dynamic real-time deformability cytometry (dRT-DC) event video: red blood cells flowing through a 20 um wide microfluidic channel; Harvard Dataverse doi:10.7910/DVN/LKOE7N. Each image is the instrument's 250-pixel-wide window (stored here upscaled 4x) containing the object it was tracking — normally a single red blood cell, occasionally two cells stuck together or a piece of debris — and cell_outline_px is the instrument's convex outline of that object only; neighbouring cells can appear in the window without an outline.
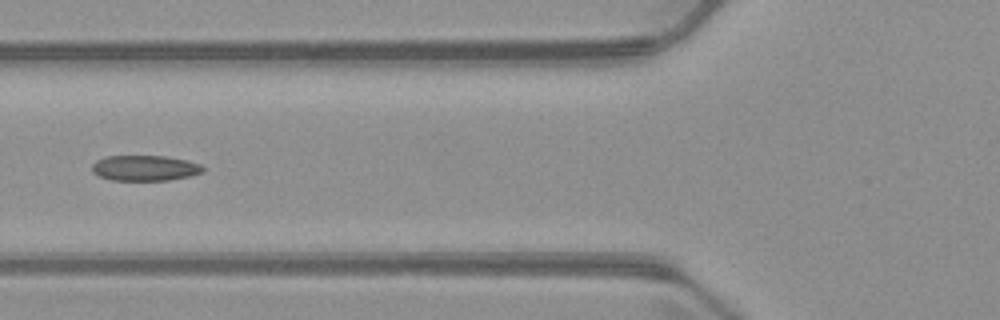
{"species": "common noctule bat (a hibernating species)", "species_latin": "Nyctalus noctula", "temperature_condition": "warm", "stored_images_in_passage": 5, "camera_frame_rate_fps": 3000, "um_per_image_px": 0.085, "animal": {"sex": "male", "body_mass_g": 23.1, "forearm_length_mm": 52.7}, "frame": {"image": 1, "passage_image": 5, "time_ms": 5.0, "image_size_px": [1000, 320], "cell_outline_px": [[204, 172], [172, 180], [112, 180], [100, 176], [92, 172], [92, 164], [96, 160], [104, 156], [164, 156], [188, 160], [200, 164], [204, 168]], "centroid_in_image_um": [12.31, 14.28], "position_along_channel_um": 113.5, "area_um2": 16.53}}